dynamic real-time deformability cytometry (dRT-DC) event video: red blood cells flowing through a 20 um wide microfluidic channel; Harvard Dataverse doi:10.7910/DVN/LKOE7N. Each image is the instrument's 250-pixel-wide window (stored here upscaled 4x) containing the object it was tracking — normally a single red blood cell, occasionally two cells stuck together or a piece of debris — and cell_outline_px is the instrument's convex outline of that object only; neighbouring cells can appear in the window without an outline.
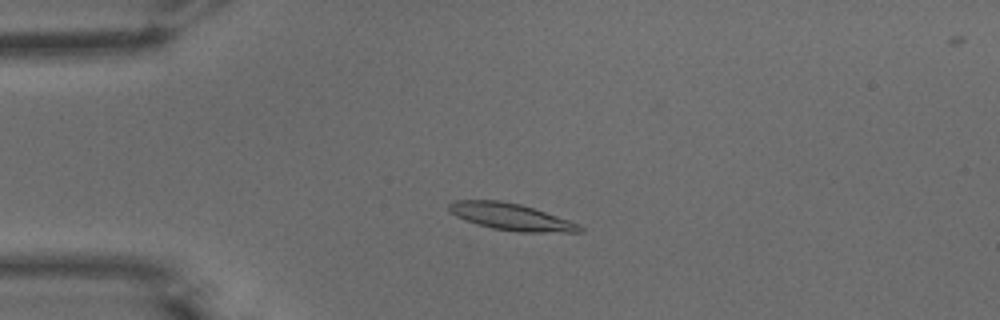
{"species": "common noctule bat (a hibernating species)", "species_latin": "Nyctalus noctula", "temperature_condition": "warm", "stored_images_in_passage": 53, "camera_frame_rate_fps": 3000, "um_per_image_px": 0.085, "animal": {"sex": "male", "body_mass_g": 15.6}, "frame": {"image": 1, "passage_image": 13, "time_ms": 4.0, "image_size_px": [1000, 320], "cell_outline_px": [[584, 232], [520, 232], [492, 228], [476, 224], [464, 220], [456, 216], [448, 208], [448, 204], [456, 200], [500, 200], [520, 204], [580, 224], [584, 228]], "centroid_in_image_um": [43.43, 18.43], "position_along_channel_um": 41.6, "area_um2": 20.29}}
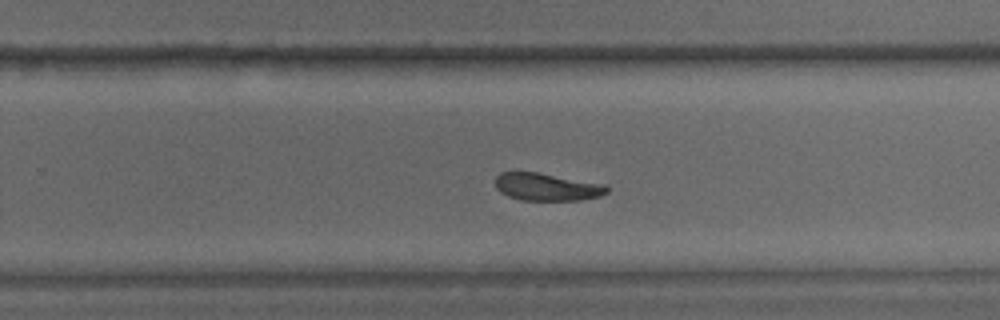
{"frame": {"image": 2, "passage_image": 34, "time_ms": 11.0, "image_size_px": [1000, 320], "cell_outline_px": [[608, 192], [600, 196], [580, 200], [520, 200], [508, 196], [500, 192], [496, 188], [496, 176], [500, 172], [536, 172], [604, 184], [608, 188]], "centroid_in_image_um": [46.46, 15.89], "position_along_channel_um": 283.3, "area_um2": 17.8}}
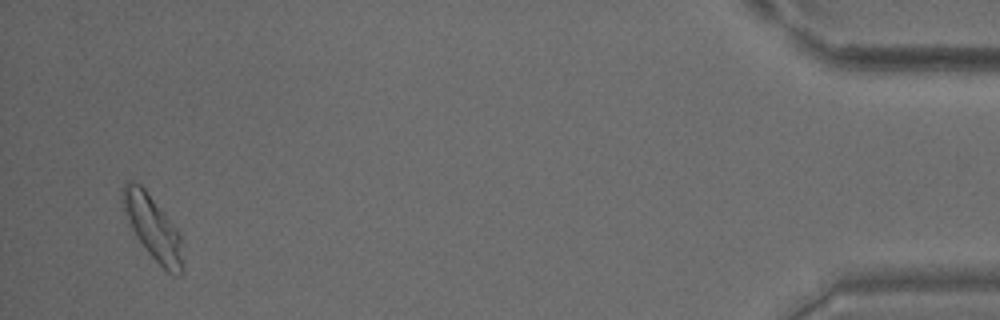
{"frame": {"image": 3, "passage_image": 51, "time_ms": 16.667, "image_size_px": [1000, 320], "cell_outline_px": [[184, 268], [180, 276], [176, 276], [168, 272], [148, 252], [136, 236], [128, 220], [120, 200], [120, 192], [124, 184], [128, 180], [132, 180], [140, 184], [144, 188], [180, 232]], "centroid_in_image_um": [12.99, 19.33], "position_along_channel_um": 422.2, "area_um2": 22.37}, "authors_computed_cell_mechanics": {"area_um2": 19.5942, "velocity_mm_per_s": 3.8318, "shape_relaxation_time_tau1_ms": 4.7352, "shape_relaxation_time_tau2_ms": 5.7979, "deformation_change_tau1": 0.1475, "deformation_change_tau2": 0.1427}}